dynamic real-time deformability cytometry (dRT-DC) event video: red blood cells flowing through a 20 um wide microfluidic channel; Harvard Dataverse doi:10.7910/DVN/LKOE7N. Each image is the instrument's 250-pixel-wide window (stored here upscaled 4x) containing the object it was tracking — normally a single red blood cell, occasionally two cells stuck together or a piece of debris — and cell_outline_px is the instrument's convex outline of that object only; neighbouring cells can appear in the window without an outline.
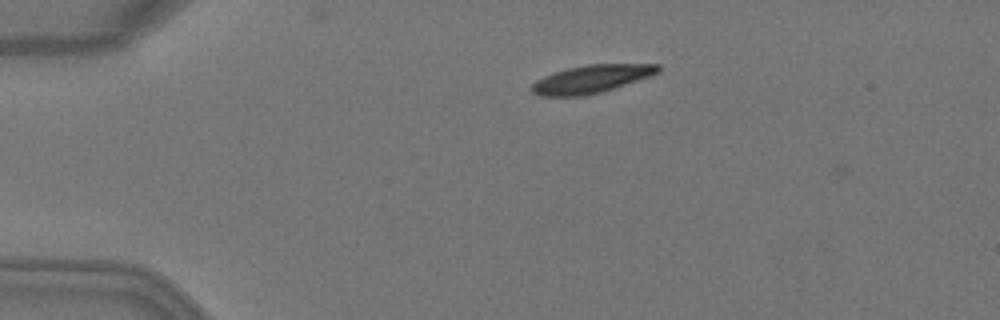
{"species": "Egyptian fruit bat (a non-hibernating species)", "species_latin": "Rousettus aegyptiacus", "temperature_condition": "warm", "stored_images_in_passage": 4, "camera_frame_rate_fps": 3000, "um_per_image_px": 0.085, "animal": {"sex": "female"}, "frame": {"image": 1, "passage_image": 3, "time_ms": 0.667, "image_size_px": [1000, 320], "cell_outline_px": [[660, 72], [600, 92], [584, 96], [540, 96], [532, 92], [532, 84], [536, 80], [544, 76], [568, 68], [588, 64], [660, 64]], "centroid_in_image_um": [50.24, 6.71], "position_along_channel_um": 34.8, "area_um2": 20.17}}